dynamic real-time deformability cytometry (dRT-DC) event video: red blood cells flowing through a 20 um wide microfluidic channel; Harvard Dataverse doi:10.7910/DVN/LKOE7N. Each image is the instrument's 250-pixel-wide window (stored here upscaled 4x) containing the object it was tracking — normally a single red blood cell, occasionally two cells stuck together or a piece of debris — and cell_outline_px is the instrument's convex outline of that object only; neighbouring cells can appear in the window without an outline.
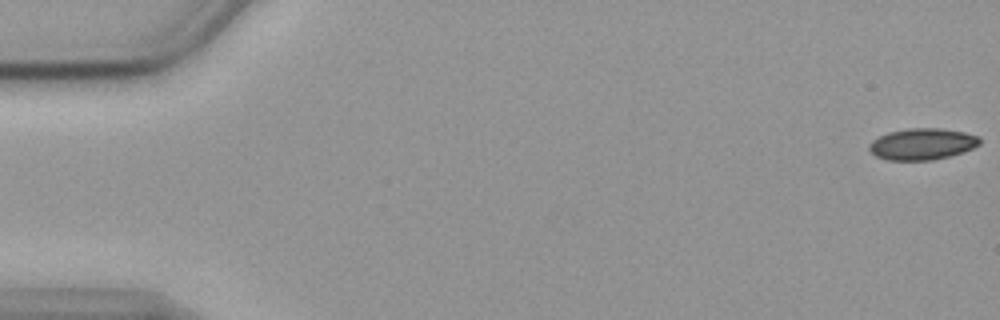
{"species": "common noctule bat (a hibernating species)", "species_latin": "Nyctalus noctula", "temperature_condition": "cold", "stored_images_in_passage": 56, "camera_frame_rate_fps": 3000, "um_per_image_px": 0.085, "animal": {"sex": "female", "body_mass_g": 19.9}, "frame": {"image": 1, "passage_image": 1, "time_ms": 0.0, "image_size_px": [1000, 320], "cell_outline_px": [[980, 144], [964, 152], [932, 160], [888, 160], [876, 156], [868, 148], [868, 144], [872, 140], [888, 132], [908, 128], [940, 128], [964, 132], [980, 136]], "centroid_in_image_um": [78.39, 12.24], "position_along_channel_um": 6.6, "area_um2": 20.29}}
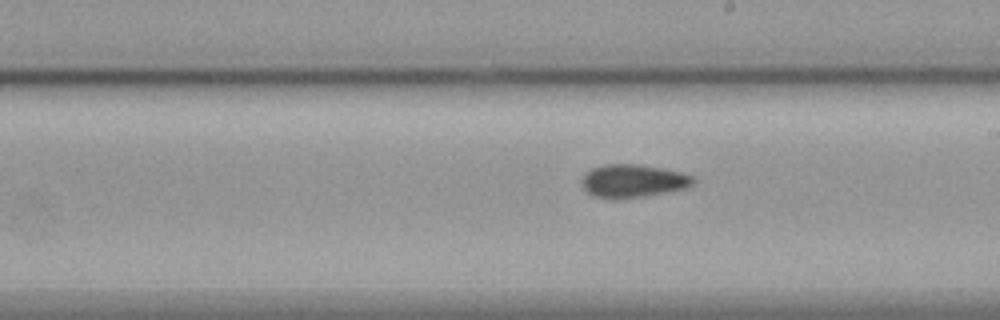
{"frame": {"image": 2, "passage_image": 32, "time_ms": 10.333, "image_size_px": [1000, 320], "cell_outline_px": [[696, 184], [688, 188], [672, 192], [616, 200], [612, 200], [592, 196], [584, 188], [580, 180], [584, 172], [592, 168], [604, 164], [640, 164], [680, 172], [696, 176]], "centroid_in_image_um": [53.83, 15.4], "position_along_channel_um": 235.2, "area_um2": 22.2}}
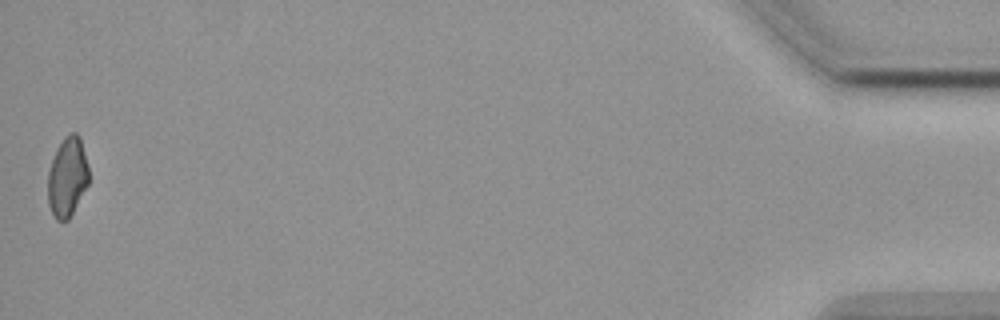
{"frame": {"image": 3, "passage_image": 56, "time_ms": 18.333, "image_size_px": [1000, 320], "cell_outline_px": [[88, 184], [68, 220], [56, 220], [48, 204], [48, 172], [56, 148], [64, 136], [68, 132], [76, 132], [80, 136], [88, 164]], "centroid_in_image_um": [5.72, 14.99], "position_along_channel_um": 429.5, "area_um2": 19.02}, "authors_computed_cell_mechanics": {"area_um2": 20.7502, "velocity_mm_per_s": 3.5853, "shape_relaxation_time_tau1_ms": 7.0569, "shape_relaxation_time_tau2_ms": 4.3647, "deformation_change_tau1": 0.1259, "deformation_change_tau2": 0.0892}}